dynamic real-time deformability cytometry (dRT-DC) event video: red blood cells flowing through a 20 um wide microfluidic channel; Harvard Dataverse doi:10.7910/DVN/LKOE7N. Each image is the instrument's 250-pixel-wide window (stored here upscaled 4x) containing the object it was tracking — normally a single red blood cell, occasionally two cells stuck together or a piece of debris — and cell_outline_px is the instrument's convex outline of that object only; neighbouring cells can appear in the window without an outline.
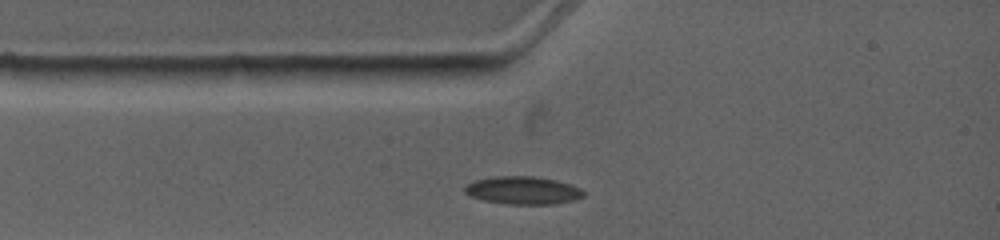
{"species": "common noctule bat (a hibernating species)", "species_latin": "Nyctalus noctula", "temperature_condition": "warm", "stored_images_in_passage": 6, "camera_frame_rate_fps": 4500, "um_per_image_px": 0.085, "animal": {"sex": "female", "body_mass_g": 19.0, "forearm_length_mm": 53.3}, "frame": {"image": 1, "passage_image": 1, "time_ms": 0.0, "image_size_px": [1000, 240], "cell_outline_px": [[584, 196], [576, 200], [552, 204], [504, 204], [480, 200], [464, 192], [464, 188], [472, 180], [496, 176], [536, 176], [556, 180], [580, 188], [584, 192]], "centroid_in_image_um": [44.43, 16.18], "position_along_channel_um": 40.6, "area_um2": 19.42}}
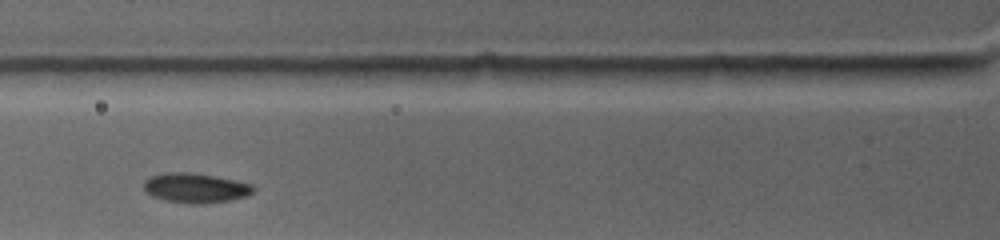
{"frame": {"image": 2, "passage_image": 3, "time_ms": 1.778, "image_size_px": [1000, 240], "cell_outline_px": [[256, 188], [248, 196], [228, 200], [200, 204], [192, 204], [164, 200], [152, 196], [144, 192], [144, 180], [148, 176], [164, 172], [192, 172], [216, 176], [236, 180], [252, 184]], "centroid_in_image_um": [16.58, 15.96], "position_along_channel_um": 109.2, "area_um2": 19.25}}
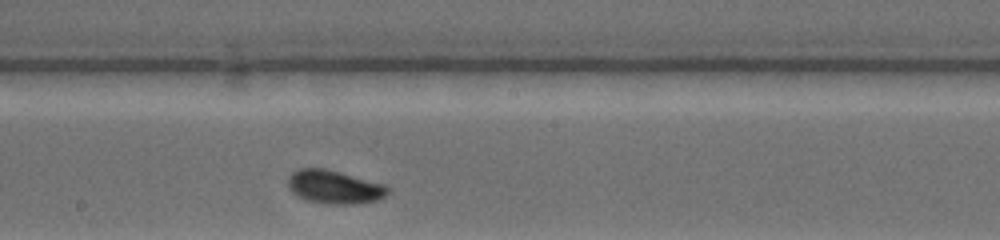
{"frame": {"image": 3, "passage_image": 6, "time_ms": 4.667, "image_size_px": [1000, 240], "cell_outline_px": [[392, 188], [384, 196], [376, 200], [356, 204], [328, 204], [308, 200], [292, 192], [288, 188], [288, 176], [292, 172], [300, 168], [324, 168], [340, 172], [384, 184]], "centroid_in_image_um": [28.42, 15.88], "position_along_channel_um": 219.8, "area_um2": 19.36}}